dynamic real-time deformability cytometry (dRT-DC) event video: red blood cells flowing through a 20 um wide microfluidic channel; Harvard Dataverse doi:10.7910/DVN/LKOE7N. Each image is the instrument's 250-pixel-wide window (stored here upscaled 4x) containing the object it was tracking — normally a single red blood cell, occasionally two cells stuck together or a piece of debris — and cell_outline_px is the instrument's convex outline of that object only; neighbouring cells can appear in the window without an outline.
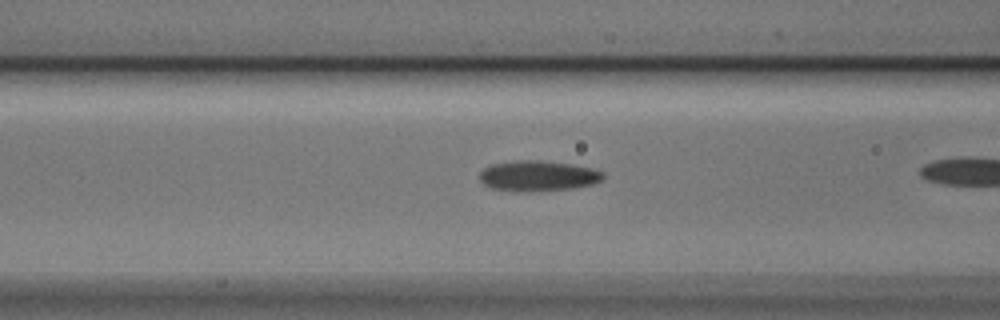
{"species": "Egyptian fruit bat (a non-hibernating species)", "species_latin": "Rousettus aegyptiacus", "temperature_condition": "cold", "stored_images_in_passage": 20, "camera_frame_rate_fps": 3000, "um_per_image_px": 0.085, "animal": {"sex": "male"}, "frame": {"image": 1, "passage_image": 15, "time_ms": 4.667, "image_size_px": [1000, 320], "cell_outline_px": [[604, 176], [600, 180], [592, 184], [572, 188], [532, 192], [516, 192], [492, 188], [484, 184], [480, 180], [480, 172], [484, 168], [492, 164], [516, 160], [540, 160], [572, 164], [592, 168], [604, 172]], "centroid_in_image_um": [45.71, 14.95], "position_along_channel_um": 120.9, "area_um2": 22.08}}